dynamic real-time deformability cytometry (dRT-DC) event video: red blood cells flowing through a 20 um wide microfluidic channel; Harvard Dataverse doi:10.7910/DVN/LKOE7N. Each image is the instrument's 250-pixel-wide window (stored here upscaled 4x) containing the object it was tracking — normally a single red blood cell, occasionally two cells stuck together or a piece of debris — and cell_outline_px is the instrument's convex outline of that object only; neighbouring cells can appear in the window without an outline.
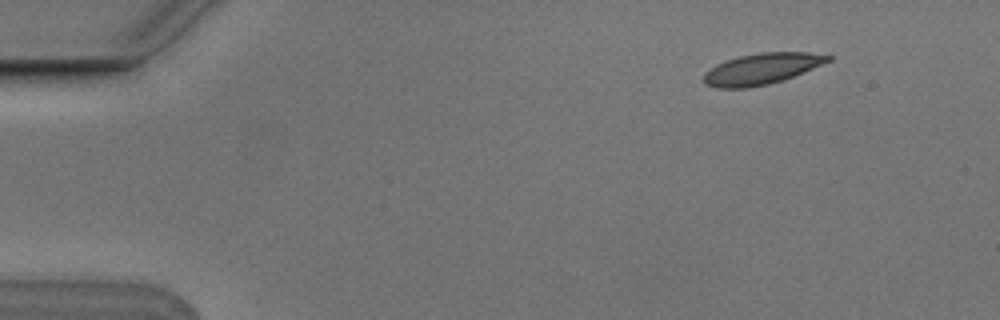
{"species": "Egyptian fruit bat (a non-hibernating species)", "species_latin": "Rousettus aegyptiacus", "temperature_condition": "cold", "stored_images_in_passage": 6, "camera_frame_rate_fps": 3000, "um_per_image_px": 0.085, "animal": {"sex": "male"}, "frame": {"image": 1, "passage_image": 2, "time_ms": 0.333, "image_size_px": [1000, 320], "cell_outline_px": [[832, 60], [792, 76], [768, 84], [748, 88], [716, 88], [704, 84], [700, 80], [704, 72], [716, 64], [740, 56], [760, 52], [808, 52], [832, 56]], "centroid_in_image_um": [64.67, 5.85], "position_along_channel_um": 20.3, "area_um2": 22.43}}